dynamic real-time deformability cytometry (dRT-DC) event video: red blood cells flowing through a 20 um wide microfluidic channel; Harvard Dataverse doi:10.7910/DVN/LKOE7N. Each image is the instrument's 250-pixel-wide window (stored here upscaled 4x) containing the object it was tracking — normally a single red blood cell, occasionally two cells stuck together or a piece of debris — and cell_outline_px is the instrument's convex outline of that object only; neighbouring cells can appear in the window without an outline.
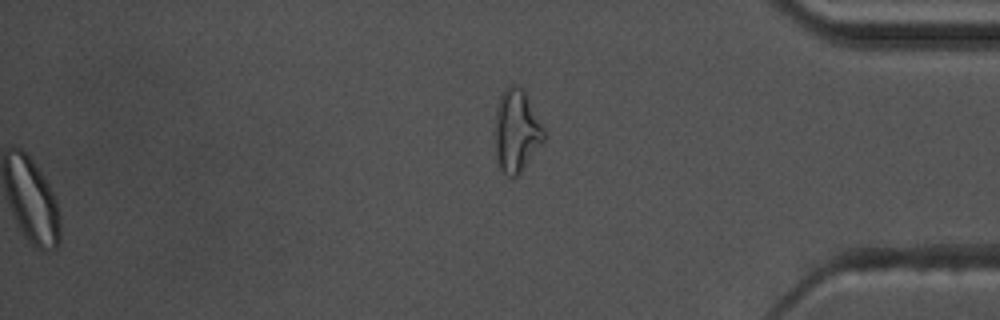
{"species": "common noctule bat (a hibernating species)", "species_latin": "Nyctalus noctula", "temperature_condition": "warm", "stored_images_in_passage": 59, "segment_of_instrument_passage": [2, 2], "camera_frame_rate_fps": 3000, "um_per_image_px": 0.085, "animal": {"sex": "male", "body_mass_g": 17.5, "forearm_length_mm": 52.3}, "frame": {"image": 1, "passage_image": 59, "time_ms": 19.333, "image_size_px": [1000, 320], "cell_outline_px": [[544, 140], [520, 172], [516, 176], [508, 176], [496, 164], [496, 112], [500, 96], [504, 88], [508, 84], [516, 84], [524, 88], [544, 128]], "centroid_in_image_um": [43.9, 11.07], "position_along_channel_um": 391.3, "area_um2": 23.41}}